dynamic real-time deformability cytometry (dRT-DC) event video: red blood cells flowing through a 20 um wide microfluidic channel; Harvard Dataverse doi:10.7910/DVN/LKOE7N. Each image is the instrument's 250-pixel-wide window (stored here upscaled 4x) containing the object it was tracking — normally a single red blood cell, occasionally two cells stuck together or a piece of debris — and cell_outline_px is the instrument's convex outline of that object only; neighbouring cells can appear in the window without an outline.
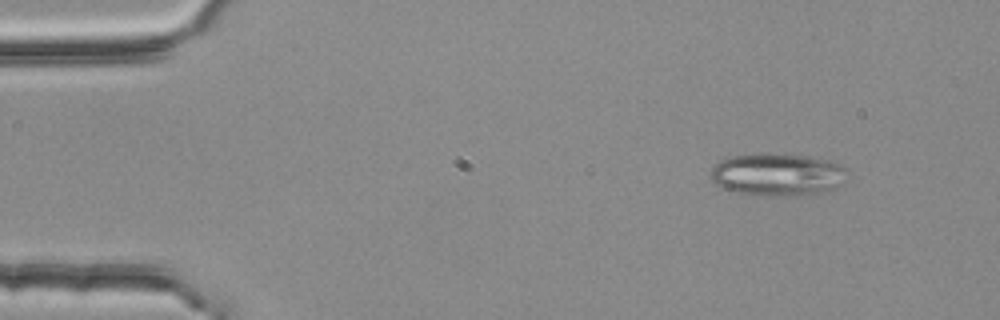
{"species": "common noctule bat (a hibernating species)", "species_latin": "Nyctalus noctula", "temperature_condition": "room temperature", "stored_images_in_passage": 51, "segment_of_instrument_passage": [1, 2], "camera_frame_rate_fps": 3000, "um_per_image_px": 0.085, "animal": {"sex": "female", "body_mass_g": 25.1}, "frame": {"image": 1, "passage_image": 3, "time_ms": 0.667, "image_size_px": [1000, 320], "cell_outline_px": [[844, 168], [840, 184], [836, 188], [824, 192], [784, 196], [736, 192], [724, 188], [716, 184], [712, 180], [712, 168], [716, 164], [732, 156], [804, 156], [828, 160], [840, 164]], "centroid_in_image_um": [66.09, 14.87], "position_along_channel_um": 18.9, "area_um2": 32.08}}